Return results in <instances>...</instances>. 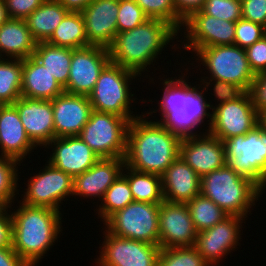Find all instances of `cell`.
<instances>
[{"label": "cell", "instance_id": "17", "mask_svg": "<svg viewBox=\"0 0 266 266\" xmlns=\"http://www.w3.org/2000/svg\"><path fill=\"white\" fill-rule=\"evenodd\" d=\"M197 234L186 203L164 200L160 204V249L194 246Z\"/></svg>", "mask_w": 266, "mask_h": 266}, {"label": "cell", "instance_id": "3", "mask_svg": "<svg viewBox=\"0 0 266 266\" xmlns=\"http://www.w3.org/2000/svg\"><path fill=\"white\" fill-rule=\"evenodd\" d=\"M12 216V248L29 266H35L62 232L61 211L20 203Z\"/></svg>", "mask_w": 266, "mask_h": 266}, {"label": "cell", "instance_id": "34", "mask_svg": "<svg viewBox=\"0 0 266 266\" xmlns=\"http://www.w3.org/2000/svg\"><path fill=\"white\" fill-rule=\"evenodd\" d=\"M134 201L128 180L121 174L107 189L101 204L99 205L98 216L105 222L116 211L123 209Z\"/></svg>", "mask_w": 266, "mask_h": 266}, {"label": "cell", "instance_id": "40", "mask_svg": "<svg viewBox=\"0 0 266 266\" xmlns=\"http://www.w3.org/2000/svg\"><path fill=\"white\" fill-rule=\"evenodd\" d=\"M266 35V28L245 19L236 21L234 45L246 49Z\"/></svg>", "mask_w": 266, "mask_h": 266}, {"label": "cell", "instance_id": "33", "mask_svg": "<svg viewBox=\"0 0 266 266\" xmlns=\"http://www.w3.org/2000/svg\"><path fill=\"white\" fill-rule=\"evenodd\" d=\"M186 205L197 232L212 228L228 216L211 199L201 194L195 196Z\"/></svg>", "mask_w": 266, "mask_h": 266}, {"label": "cell", "instance_id": "12", "mask_svg": "<svg viewBox=\"0 0 266 266\" xmlns=\"http://www.w3.org/2000/svg\"><path fill=\"white\" fill-rule=\"evenodd\" d=\"M47 163L41 172L30 177L21 201L60 211L61 201L69 195L73 197V177Z\"/></svg>", "mask_w": 266, "mask_h": 266}, {"label": "cell", "instance_id": "19", "mask_svg": "<svg viewBox=\"0 0 266 266\" xmlns=\"http://www.w3.org/2000/svg\"><path fill=\"white\" fill-rule=\"evenodd\" d=\"M13 105L31 142L46 148L55 138L52 101L20 97Z\"/></svg>", "mask_w": 266, "mask_h": 266}, {"label": "cell", "instance_id": "11", "mask_svg": "<svg viewBox=\"0 0 266 266\" xmlns=\"http://www.w3.org/2000/svg\"><path fill=\"white\" fill-rule=\"evenodd\" d=\"M212 110V122L207 131L221 141L246 134L258 126V112L250 92L216 105Z\"/></svg>", "mask_w": 266, "mask_h": 266}, {"label": "cell", "instance_id": "49", "mask_svg": "<svg viewBox=\"0 0 266 266\" xmlns=\"http://www.w3.org/2000/svg\"><path fill=\"white\" fill-rule=\"evenodd\" d=\"M68 11L82 12L93 0H58Z\"/></svg>", "mask_w": 266, "mask_h": 266}, {"label": "cell", "instance_id": "42", "mask_svg": "<svg viewBox=\"0 0 266 266\" xmlns=\"http://www.w3.org/2000/svg\"><path fill=\"white\" fill-rule=\"evenodd\" d=\"M249 66L255 75L266 71V35L245 49Z\"/></svg>", "mask_w": 266, "mask_h": 266}, {"label": "cell", "instance_id": "50", "mask_svg": "<svg viewBox=\"0 0 266 266\" xmlns=\"http://www.w3.org/2000/svg\"><path fill=\"white\" fill-rule=\"evenodd\" d=\"M9 19L4 0H0V26Z\"/></svg>", "mask_w": 266, "mask_h": 266}, {"label": "cell", "instance_id": "14", "mask_svg": "<svg viewBox=\"0 0 266 266\" xmlns=\"http://www.w3.org/2000/svg\"><path fill=\"white\" fill-rule=\"evenodd\" d=\"M183 27L187 32L184 31V38L187 39L183 40L182 48L188 51L196 52L200 48L234 44L236 22L206 15L201 10L192 13L184 21Z\"/></svg>", "mask_w": 266, "mask_h": 266}, {"label": "cell", "instance_id": "41", "mask_svg": "<svg viewBox=\"0 0 266 266\" xmlns=\"http://www.w3.org/2000/svg\"><path fill=\"white\" fill-rule=\"evenodd\" d=\"M207 81L208 79L204 80L201 78L200 82H202V84L204 85L203 90L206 93V89L209 87V85L211 86L214 83L212 90H214V95L216 96V98H218L216 99L219 102L218 105L226 103L228 101L236 100L245 92L241 87L231 82L221 81L217 79H209V82Z\"/></svg>", "mask_w": 266, "mask_h": 266}, {"label": "cell", "instance_id": "27", "mask_svg": "<svg viewBox=\"0 0 266 266\" xmlns=\"http://www.w3.org/2000/svg\"><path fill=\"white\" fill-rule=\"evenodd\" d=\"M36 45L25 20L9 18L0 26L1 58L26 59L34 54Z\"/></svg>", "mask_w": 266, "mask_h": 266}, {"label": "cell", "instance_id": "45", "mask_svg": "<svg viewBox=\"0 0 266 266\" xmlns=\"http://www.w3.org/2000/svg\"><path fill=\"white\" fill-rule=\"evenodd\" d=\"M258 114L266 109V71L255 76L249 91Z\"/></svg>", "mask_w": 266, "mask_h": 266}, {"label": "cell", "instance_id": "25", "mask_svg": "<svg viewBox=\"0 0 266 266\" xmlns=\"http://www.w3.org/2000/svg\"><path fill=\"white\" fill-rule=\"evenodd\" d=\"M201 178L178 156L161 175L163 199L167 202L187 203L200 195Z\"/></svg>", "mask_w": 266, "mask_h": 266}, {"label": "cell", "instance_id": "29", "mask_svg": "<svg viewBox=\"0 0 266 266\" xmlns=\"http://www.w3.org/2000/svg\"><path fill=\"white\" fill-rule=\"evenodd\" d=\"M33 56L54 76L63 89L67 86L72 49L40 42L37 43Z\"/></svg>", "mask_w": 266, "mask_h": 266}, {"label": "cell", "instance_id": "51", "mask_svg": "<svg viewBox=\"0 0 266 266\" xmlns=\"http://www.w3.org/2000/svg\"><path fill=\"white\" fill-rule=\"evenodd\" d=\"M258 125L266 132V109L258 114Z\"/></svg>", "mask_w": 266, "mask_h": 266}, {"label": "cell", "instance_id": "36", "mask_svg": "<svg viewBox=\"0 0 266 266\" xmlns=\"http://www.w3.org/2000/svg\"><path fill=\"white\" fill-rule=\"evenodd\" d=\"M149 19L171 24L179 33L184 20L177 14L174 0H134Z\"/></svg>", "mask_w": 266, "mask_h": 266}, {"label": "cell", "instance_id": "24", "mask_svg": "<svg viewBox=\"0 0 266 266\" xmlns=\"http://www.w3.org/2000/svg\"><path fill=\"white\" fill-rule=\"evenodd\" d=\"M35 147L25 132L16 107L13 104L0 105L1 156L13 158L21 163Z\"/></svg>", "mask_w": 266, "mask_h": 266}, {"label": "cell", "instance_id": "8", "mask_svg": "<svg viewBox=\"0 0 266 266\" xmlns=\"http://www.w3.org/2000/svg\"><path fill=\"white\" fill-rule=\"evenodd\" d=\"M128 126L124 117L93 110L78 136L99 158H125Z\"/></svg>", "mask_w": 266, "mask_h": 266}, {"label": "cell", "instance_id": "39", "mask_svg": "<svg viewBox=\"0 0 266 266\" xmlns=\"http://www.w3.org/2000/svg\"><path fill=\"white\" fill-rule=\"evenodd\" d=\"M149 18L134 0H119V11L117 16V31L125 32L131 30Z\"/></svg>", "mask_w": 266, "mask_h": 266}, {"label": "cell", "instance_id": "1", "mask_svg": "<svg viewBox=\"0 0 266 266\" xmlns=\"http://www.w3.org/2000/svg\"><path fill=\"white\" fill-rule=\"evenodd\" d=\"M142 116V117H141ZM136 115L129 122L125 165L135 171L162 175L179 156L181 138L161 122Z\"/></svg>", "mask_w": 266, "mask_h": 266}, {"label": "cell", "instance_id": "31", "mask_svg": "<svg viewBox=\"0 0 266 266\" xmlns=\"http://www.w3.org/2000/svg\"><path fill=\"white\" fill-rule=\"evenodd\" d=\"M122 175L128 180L134 201L152 204H161L164 201L160 175L138 172L126 165Z\"/></svg>", "mask_w": 266, "mask_h": 266}, {"label": "cell", "instance_id": "9", "mask_svg": "<svg viewBox=\"0 0 266 266\" xmlns=\"http://www.w3.org/2000/svg\"><path fill=\"white\" fill-rule=\"evenodd\" d=\"M159 210L160 204L132 201L103 224L114 236L159 246Z\"/></svg>", "mask_w": 266, "mask_h": 266}, {"label": "cell", "instance_id": "15", "mask_svg": "<svg viewBox=\"0 0 266 266\" xmlns=\"http://www.w3.org/2000/svg\"><path fill=\"white\" fill-rule=\"evenodd\" d=\"M109 62V50L105 47L90 45L72 49L70 72L64 92L88 96Z\"/></svg>", "mask_w": 266, "mask_h": 266}, {"label": "cell", "instance_id": "16", "mask_svg": "<svg viewBox=\"0 0 266 266\" xmlns=\"http://www.w3.org/2000/svg\"><path fill=\"white\" fill-rule=\"evenodd\" d=\"M243 220L245 218L240 216L228 215L212 228L198 232L194 247L210 266L218 265L222 257L240 244Z\"/></svg>", "mask_w": 266, "mask_h": 266}, {"label": "cell", "instance_id": "28", "mask_svg": "<svg viewBox=\"0 0 266 266\" xmlns=\"http://www.w3.org/2000/svg\"><path fill=\"white\" fill-rule=\"evenodd\" d=\"M68 12L58 0H46L25 21L37 43L47 42Z\"/></svg>", "mask_w": 266, "mask_h": 266}, {"label": "cell", "instance_id": "6", "mask_svg": "<svg viewBox=\"0 0 266 266\" xmlns=\"http://www.w3.org/2000/svg\"><path fill=\"white\" fill-rule=\"evenodd\" d=\"M140 77L135 72L109 62L101 71L93 91L88 95L92 109L126 118H135L130 110L134 94L129 91L130 82ZM134 99V100H133ZM133 114V115H132Z\"/></svg>", "mask_w": 266, "mask_h": 266}, {"label": "cell", "instance_id": "35", "mask_svg": "<svg viewBox=\"0 0 266 266\" xmlns=\"http://www.w3.org/2000/svg\"><path fill=\"white\" fill-rule=\"evenodd\" d=\"M17 165L21 166L19 161L0 155V207L12 208L14 197L19 194Z\"/></svg>", "mask_w": 266, "mask_h": 266}, {"label": "cell", "instance_id": "20", "mask_svg": "<svg viewBox=\"0 0 266 266\" xmlns=\"http://www.w3.org/2000/svg\"><path fill=\"white\" fill-rule=\"evenodd\" d=\"M51 101L55 138L78 136L93 111L88 96L63 92Z\"/></svg>", "mask_w": 266, "mask_h": 266}, {"label": "cell", "instance_id": "30", "mask_svg": "<svg viewBox=\"0 0 266 266\" xmlns=\"http://www.w3.org/2000/svg\"><path fill=\"white\" fill-rule=\"evenodd\" d=\"M47 43L70 49H80L90 46L82 13L69 11Z\"/></svg>", "mask_w": 266, "mask_h": 266}, {"label": "cell", "instance_id": "13", "mask_svg": "<svg viewBox=\"0 0 266 266\" xmlns=\"http://www.w3.org/2000/svg\"><path fill=\"white\" fill-rule=\"evenodd\" d=\"M98 266H158L160 246L147 242L120 238L103 231Z\"/></svg>", "mask_w": 266, "mask_h": 266}, {"label": "cell", "instance_id": "7", "mask_svg": "<svg viewBox=\"0 0 266 266\" xmlns=\"http://www.w3.org/2000/svg\"><path fill=\"white\" fill-rule=\"evenodd\" d=\"M226 164L236 173L266 188V132L258 125L250 132L222 141Z\"/></svg>", "mask_w": 266, "mask_h": 266}, {"label": "cell", "instance_id": "22", "mask_svg": "<svg viewBox=\"0 0 266 266\" xmlns=\"http://www.w3.org/2000/svg\"><path fill=\"white\" fill-rule=\"evenodd\" d=\"M119 0H93L81 13L89 45L109 48L118 33Z\"/></svg>", "mask_w": 266, "mask_h": 266}, {"label": "cell", "instance_id": "37", "mask_svg": "<svg viewBox=\"0 0 266 266\" xmlns=\"http://www.w3.org/2000/svg\"><path fill=\"white\" fill-rule=\"evenodd\" d=\"M158 266H210L194 246L162 248Z\"/></svg>", "mask_w": 266, "mask_h": 266}, {"label": "cell", "instance_id": "44", "mask_svg": "<svg viewBox=\"0 0 266 266\" xmlns=\"http://www.w3.org/2000/svg\"><path fill=\"white\" fill-rule=\"evenodd\" d=\"M242 19L266 28V0H242Z\"/></svg>", "mask_w": 266, "mask_h": 266}, {"label": "cell", "instance_id": "38", "mask_svg": "<svg viewBox=\"0 0 266 266\" xmlns=\"http://www.w3.org/2000/svg\"><path fill=\"white\" fill-rule=\"evenodd\" d=\"M201 11L218 19L236 22L242 18V1L205 0Z\"/></svg>", "mask_w": 266, "mask_h": 266}, {"label": "cell", "instance_id": "46", "mask_svg": "<svg viewBox=\"0 0 266 266\" xmlns=\"http://www.w3.org/2000/svg\"><path fill=\"white\" fill-rule=\"evenodd\" d=\"M8 208L0 207V248L12 247V216Z\"/></svg>", "mask_w": 266, "mask_h": 266}, {"label": "cell", "instance_id": "10", "mask_svg": "<svg viewBox=\"0 0 266 266\" xmlns=\"http://www.w3.org/2000/svg\"><path fill=\"white\" fill-rule=\"evenodd\" d=\"M199 63L206 67L210 77L234 83L245 92L251 90L255 74L251 70L245 49L237 45H218L200 48L195 52ZM200 58V59H199Z\"/></svg>", "mask_w": 266, "mask_h": 266}, {"label": "cell", "instance_id": "47", "mask_svg": "<svg viewBox=\"0 0 266 266\" xmlns=\"http://www.w3.org/2000/svg\"><path fill=\"white\" fill-rule=\"evenodd\" d=\"M205 0H174L177 14L185 21L192 13L201 10Z\"/></svg>", "mask_w": 266, "mask_h": 266}, {"label": "cell", "instance_id": "18", "mask_svg": "<svg viewBox=\"0 0 266 266\" xmlns=\"http://www.w3.org/2000/svg\"><path fill=\"white\" fill-rule=\"evenodd\" d=\"M179 156L201 178L226 165L223 143L209 132L182 138Z\"/></svg>", "mask_w": 266, "mask_h": 266}, {"label": "cell", "instance_id": "43", "mask_svg": "<svg viewBox=\"0 0 266 266\" xmlns=\"http://www.w3.org/2000/svg\"><path fill=\"white\" fill-rule=\"evenodd\" d=\"M46 0H4L7 14L11 19L25 20L36 8Z\"/></svg>", "mask_w": 266, "mask_h": 266}, {"label": "cell", "instance_id": "26", "mask_svg": "<svg viewBox=\"0 0 266 266\" xmlns=\"http://www.w3.org/2000/svg\"><path fill=\"white\" fill-rule=\"evenodd\" d=\"M64 89L33 55L23 59L21 96L53 100Z\"/></svg>", "mask_w": 266, "mask_h": 266}, {"label": "cell", "instance_id": "21", "mask_svg": "<svg viewBox=\"0 0 266 266\" xmlns=\"http://www.w3.org/2000/svg\"><path fill=\"white\" fill-rule=\"evenodd\" d=\"M49 146H53L54 151L47 162L72 177L82 174L99 160L79 136L54 138L46 145Z\"/></svg>", "mask_w": 266, "mask_h": 266}, {"label": "cell", "instance_id": "32", "mask_svg": "<svg viewBox=\"0 0 266 266\" xmlns=\"http://www.w3.org/2000/svg\"><path fill=\"white\" fill-rule=\"evenodd\" d=\"M23 60L0 59V105L13 104L21 96Z\"/></svg>", "mask_w": 266, "mask_h": 266}, {"label": "cell", "instance_id": "48", "mask_svg": "<svg viewBox=\"0 0 266 266\" xmlns=\"http://www.w3.org/2000/svg\"><path fill=\"white\" fill-rule=\"evenodd\" d=\"M0 266H29L12 247L0 248Z\"/></svg>", "mask_w": 266, "mask_h": 266}, {"label": "cell", "instance_id": "5", "mask_svg": "<svg viewBox=\"0 0 266 266\" xmlns=\"http://www.w3.org/2000/svg\"><path fill=\"white\" fill-rule=\"evenodd\" d=\"M262 192L255 182L236 173L227 164L201 177L200 194L228 215L247 218Z\"/></svg>", "mask_w": 266, "mask_h": 266}, {"label": "cell", "instance_id": "23", "mask_svg": "<svg viewBox=\"0 0 266 266\" xmlns=\"http://www.w3.org/2000/svg\"><path fill=\"white\" fill-rule=\"evenodd\" d=\"M124 166L125 158H99L91 168L73 177V196L102 200Z\"/></svg>", "mask_w": 266, "mask_h": 266}, {"label": "cell", "instance_id": "4", "mask_svg": "<svg viewBox=\"0 0 266 266\" xmlns=\"http://www.w3.org/2000/svg\"><path fill=\"white\" fill-rule=\"evenodd\" d=\"M184 74V76H183ZM180 76V79L165 78L163 80V96L160 100L159 111L161 112V122L173 134L178 135L181 139L191 137L197 134L196 129L206 117L208 129L212 122V114L208 109H213L215 106L207 102L205 99L204 90L200 87L191 86L186 82L185 73ZM204 96V97H203ZM196 128V129H195ZM195 130V131H194Z\"/></svg>", "mask_w": 266, "mask_h": 266}, {"label": "cell", "instance_id": "2", "mask_svg": "<svg viewBox=\"0 0 266 266\" xmlns=\"http://www.w3.org/2000/svg\"><path fill=\"white\" fill-rule=\"evenodd\" d=\"M178 34L168 22L148 19L131 30L116 34L112 45L108 48L110 62L141 76L142 72L148 71L147 66H150L154 60L156 62L159 53Z\"/></svg>", "mask_w": 266, "mask_h": 266}]
</instances>
